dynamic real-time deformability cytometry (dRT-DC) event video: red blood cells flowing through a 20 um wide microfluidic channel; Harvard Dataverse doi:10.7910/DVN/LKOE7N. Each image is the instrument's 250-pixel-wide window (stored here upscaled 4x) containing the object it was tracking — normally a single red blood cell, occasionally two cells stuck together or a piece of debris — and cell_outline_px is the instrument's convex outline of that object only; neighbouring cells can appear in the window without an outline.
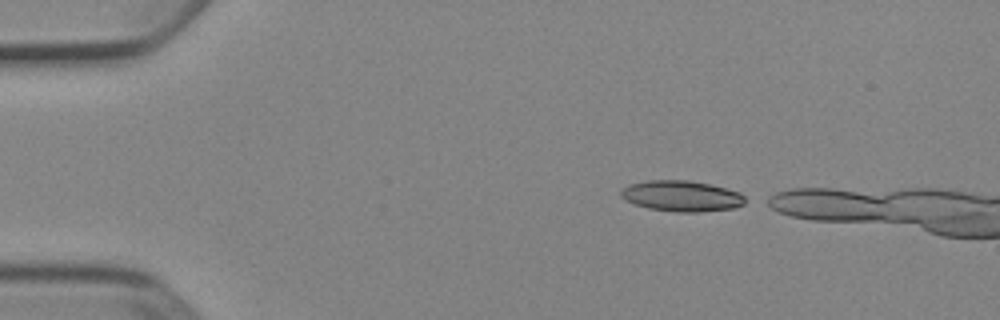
{"species": "Egyptian fruit bat (a non-hibernating species)", "species_latin": "Rousettus aegyptiacus", "temperature_condition": "cold", "stored_images_in_passage": 37, "camera_frame_rate_fps": 3000, "um_per_image_px": 0.085, "animal": {"sex": "female"}, "frame": {"image": 1, "passage_image": 1, "time_ms": 0.0, "image_size_px": [1000, 320], "cell_outline_px": [[744, 204], [736, 208], [700, 212], [676, 212], [648, 208], [636, 204], [620, 196], [620, 188], [628, 184], [648, 180], [688, 180], [712, 184], [740, 192], [744, 196]], "centroid_in_image_um": [57.94, 16.65], "position_along_channel_um": 27.1, "area_um2": 22.48}}
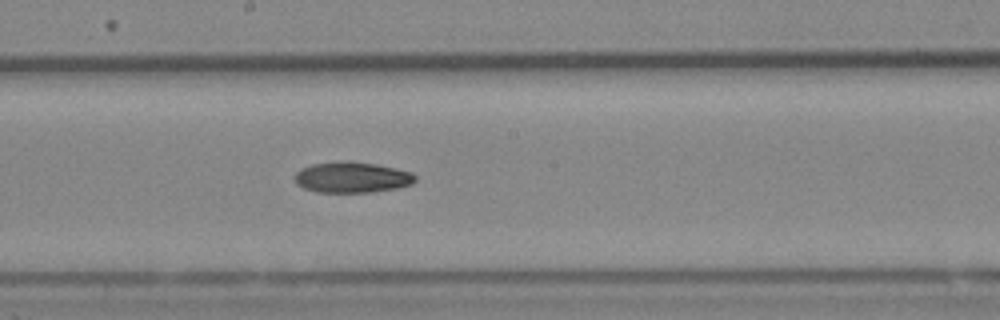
{"frame": {"image": 2, "passage_image": 21, "time_ms": 6.667, "image_size_px": [1000, 320], "cell_outline_px": [[416, 180], [412, 184], [400, 188], [372, 192], [316, 192], [304, 188], [296, 184], [296, 172], [300, 168], [312, 164], [376, 164], [396, 168], [412, 172], [416, 176]], "centroid_in_image_um": [29.97, 15.12], "position_along_channel_um": 218.2, "area_um2": 20.92}}
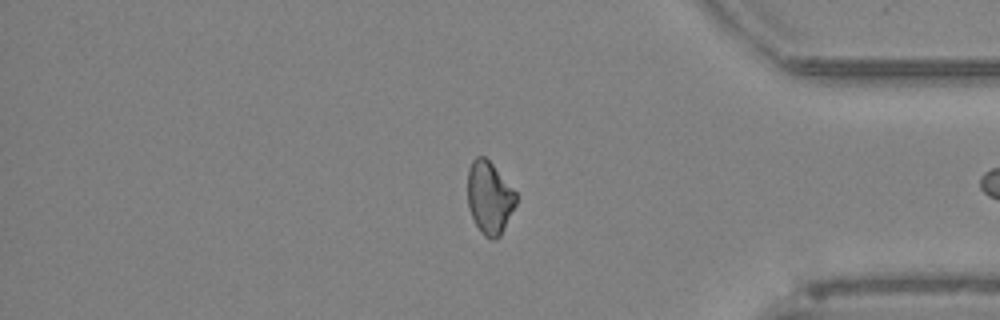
{"frame": {"image": 3, "passage_image": 36, "time_ms": 11.667, "image_size_px": [1000, 320], "cell_outline_px": [[516, 204], [500, 236], [496, 240], [492, 240], [484, 236], [480, 232], [468, 208], [468, 168], [472, 160], [476, 156], [484, 156], [492, 164], [516, 192]], "centroid_in_image_um": [41.59, 16.82], "position_along_channel_um": 393.6, "area_um2": 20.4}}